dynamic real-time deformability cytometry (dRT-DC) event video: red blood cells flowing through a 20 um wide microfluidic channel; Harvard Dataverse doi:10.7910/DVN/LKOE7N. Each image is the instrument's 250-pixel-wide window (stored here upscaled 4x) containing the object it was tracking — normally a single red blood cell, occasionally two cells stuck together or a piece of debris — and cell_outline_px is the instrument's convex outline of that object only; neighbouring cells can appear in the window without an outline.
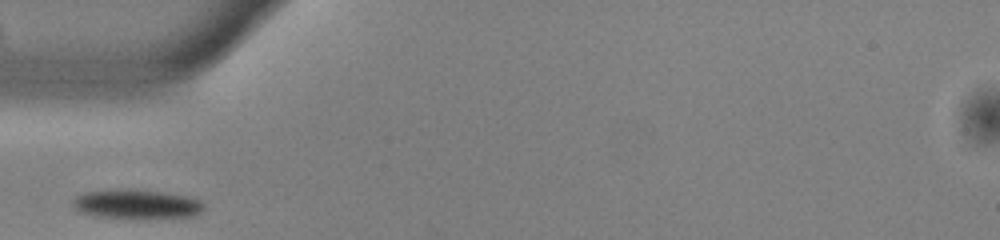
{"species": "common noctule bat (a hibernating species)", "species_latin": "Nyctalus noctula", "temperature_condition": "warm", "stored_images_in_passage": 25, "camera_frame_rate_fps": 3000, "um_per_image_px": 0.085, "animal": {"sex": "male", "body_mass_g": 13.0, "forearm_length_mm": 53.1}, "frame": {"image": 1, "passage_image": 1, "time_ms": 0.0, "image_size_px": [1000, 240], "cell_outline_px": [[204, 208], [200, 212], [192, 216], [136, 220], [120, 220], [92, 216], [76, 212], [72, 208], [72, 200], [76, 196], [84, 192], [116, 188], [132, 188], [168, 192], [188, 196], [200, 200], [204, 204]], "centroid_in_image_um": [11.53, 17.37], "position_along_channel_um": 73.5, "area_um2": 23.93}}
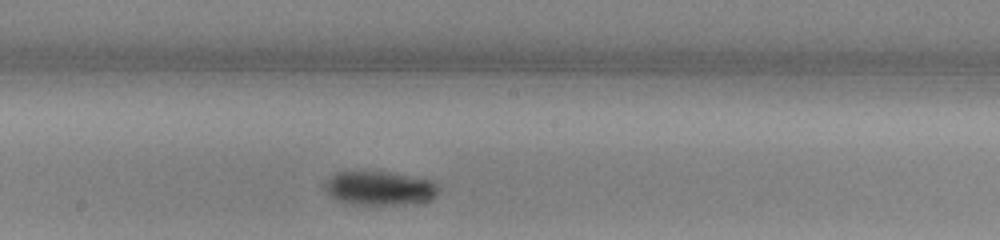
{"frame": {"image": 2, "passage_image": 12, "time_ms": 3.667, "image_size_px": [1000, 240], "cell_outline_px": [[440, 192], [432, 200], [424, 204], [380, 208], [356, 208], [340, 204], [332, 200], [324, 192], [324, 184], [328, 176], [332, 172], [344, 168], [380, 168], [416, 176], [432, 180], [440, 184]], "centroid_in_image_um": [32.19, 16.01], "position_along_channel_um": 216.0, "area_um2": 26.88}}
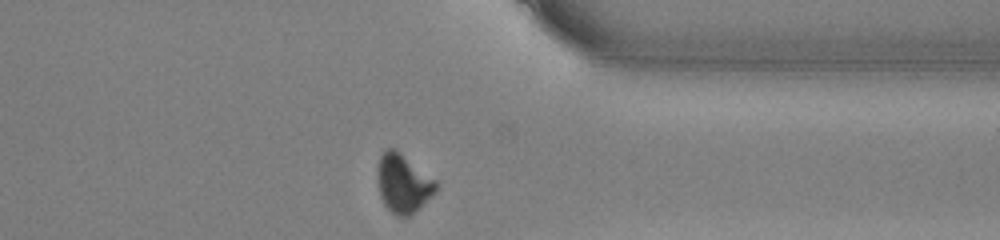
{"frame": {"image": 3, "passage_image": 25, "time_ms": 8.0, "image_size_px": [1000, 240], "cell_outline_px": [[436, 188], [408, 216], [396, 216], [384, 204], [380, 196], [376, 176], [380, 156], [388, 148], [396, 148], [436, 180]], "centroid_in_image_um": [34.2, 15.53], "position_along_channel_um": 377.2, "area_um2": 19.42}}